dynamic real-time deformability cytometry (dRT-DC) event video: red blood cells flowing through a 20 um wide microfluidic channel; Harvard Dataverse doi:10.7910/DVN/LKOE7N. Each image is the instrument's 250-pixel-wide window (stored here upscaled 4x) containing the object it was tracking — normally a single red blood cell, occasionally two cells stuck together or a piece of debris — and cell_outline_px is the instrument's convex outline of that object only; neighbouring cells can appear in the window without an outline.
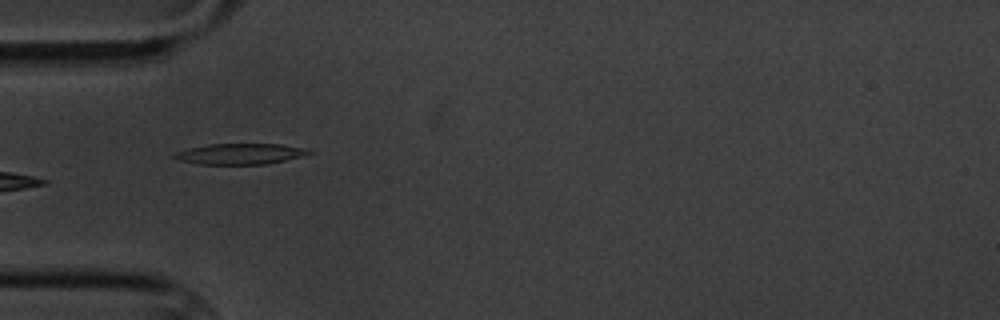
{"species": "common noctule bat (a hibernating species)", "species_latin": "Nyctalus noctula", "temperature_condition": "cold", "stored_images_in_passage": 11, "camera_frame_rate_fps": 3000, "um_per_image_px": 0.085, "animal": {"sex": "male", "body_mass_g": 20.1, "forearm_length_mm": 53.5}, "frame": {"image": 1, "passage_image": 5, "time_ms": 5.667, "image_size_px": [1000, 320], "cell_outline_px": [[316, 152], [304, 156], [268, 164], [200, 164], [176, 160], [172, 156], [176, 152], [188, 148], [208, 144], [280, 144], [308, 148]], "centroid_in_image_um": [20.47, 13.08], "position_along_channel_um": 64.5, "area_um2": 16.53}}
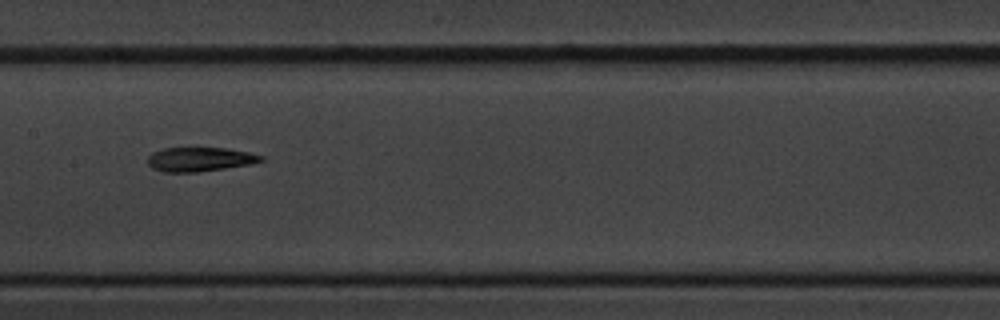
{"frame": {"image": 2, "passage_image": 8, "time_ms": 9.333, "image_size_px": [1000, 320], "cell_outline_px": [[264, 160], [252, 164], [196, 172], [164, 172], [152, 168], [148, 164], [148, 156], [152, 152], [164, 148], [228, 148], [248, 152], [264, 156]], "centroid_in_image_um": [16.99, 13.54], "position_along_channel_um": 190.4, "area_um2": 15.95}}
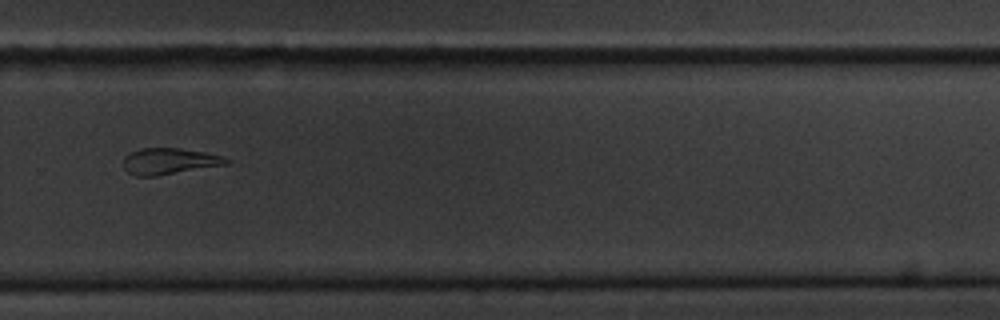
{"frame": {"image": 3, "passage_image": 11, "time_ms": 13.0, "image_size_px": [1000, 320], "cell_outline_px": [[228, 164], [156, 176], [136, 176], [128, 172], [124, 168], [124, 156], [128, 152], [140, 148], [180, 148], [204, 152], [220, 156], [228, 160]], "centroid_in_image_um": [14.32, 13.7], "position_along_channel_um": 315.5, "area_um2": 15.66}}